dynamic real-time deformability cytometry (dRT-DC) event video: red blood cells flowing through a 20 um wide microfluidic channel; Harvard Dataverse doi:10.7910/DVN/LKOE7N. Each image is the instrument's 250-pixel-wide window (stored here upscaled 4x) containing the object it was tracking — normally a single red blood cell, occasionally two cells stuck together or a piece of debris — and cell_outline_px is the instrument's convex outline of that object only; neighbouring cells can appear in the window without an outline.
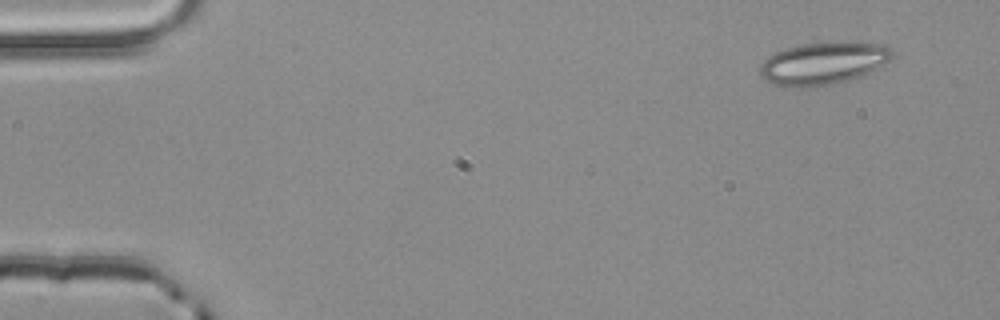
{"species": "common noctule bat (a hibernating species)", "species_latin": "Nyctalus noctula", "temperature_condition": "room temperature", "stored_images_in_passage": 4, "camera_frame_rate_fps": 3000, "um_per_image_px": 0.085, "animal": {"sex": "male", "body_mass_g": 20.4}, "frame": {"image": 1, "passage_image": 1, "time_ms": 0.0, "image_size_px": [1000, 320], "cell_outline_px": [[892, 56], [888, 60], [864, 76], [848, 80], [828, 84], [804, 88], [788, 88], [772, 84], [764, 80], [760, 72], [760, 64], [768, 56], [776, 52], [788, 48], [804, 44], [884, 44], [892, 48]], "centroid_in_image_um": [69.91, 5.43], "position_along_channel_um": 15.1, "area_um2": 31.96}}